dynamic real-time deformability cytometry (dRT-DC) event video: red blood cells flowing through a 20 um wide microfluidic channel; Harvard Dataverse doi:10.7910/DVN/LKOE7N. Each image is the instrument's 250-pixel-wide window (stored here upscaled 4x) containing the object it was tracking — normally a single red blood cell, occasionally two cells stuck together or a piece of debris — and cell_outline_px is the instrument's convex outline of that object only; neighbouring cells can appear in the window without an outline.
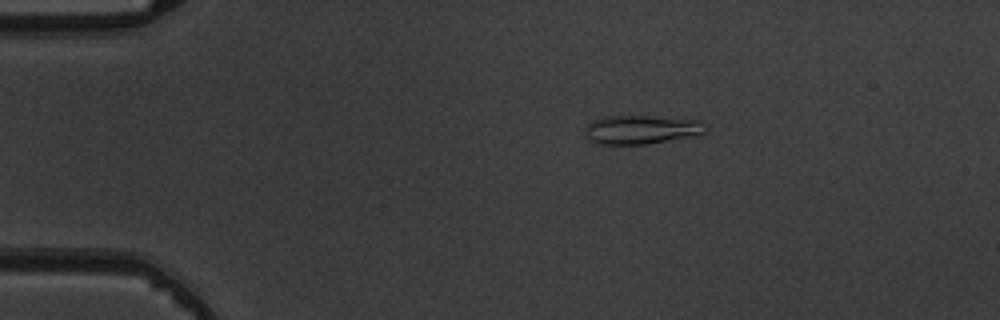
{"species": "common noctule bat (a hibernating species)", "species_latin": "Nyctalus noctula", "temperature_condition": "warm", "stored_images_in_passage": 3, "camera_frame_rate_fps": 3000, "um_per_image_px": 0.085, "animal": {"sex": "male", "body_mass_g": 19.5, "forearm_length_mm": 54.6}, "frame": {"image": 1, "passage_image": 1, "time_ms": 0.0, "image_size_px": [1000, 320], "cell_outline_px": [[708, 128], [704, 132], [688, 136], [648, 144], [596, 144], [588, 140], [584, 132], [584, 128], [592, 120], [604, 116], [648, 116], [704, 120]], "centroid_in_image_um": [54.47, 11.0], "position_along_channel_um": 30.5, "area_um2": 20.35}}